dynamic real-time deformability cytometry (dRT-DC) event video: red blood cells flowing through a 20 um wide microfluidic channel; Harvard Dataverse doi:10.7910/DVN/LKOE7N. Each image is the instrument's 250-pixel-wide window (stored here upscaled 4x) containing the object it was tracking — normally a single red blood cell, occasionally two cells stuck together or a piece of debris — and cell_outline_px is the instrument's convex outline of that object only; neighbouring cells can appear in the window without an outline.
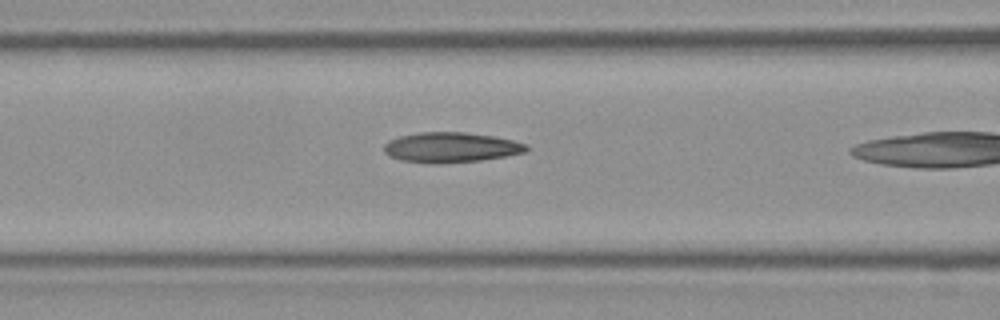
{"species": "Egyptian fruit bat (a non-hibernating species)", "species_latin": "Rousettus aegyptiacus", "temperature_condition": "room temperature", "stored_images_in_passage": 6, "camera_frame_rate_fps": 3000, "um_per_image_px": 0.085, "frame": {"image": 1, "passage_image": 5, "time_ms": 1.333, "image_size_px": [1000, 320], "cell_outline_px": [[528, 148], [524, 152], [504, 156], [480, 160], [436, 164], [400, 160], [388, 156], [384, 152], [384, 144], [388, 140], [400, 136], [420, 132], [464, 132], [492, 136], [512, 140], [528, 144]], "centroid_in_image_um": [38.28, 12.53], "position_along_channel_um": 128.3, "area_um2": 24.91}}